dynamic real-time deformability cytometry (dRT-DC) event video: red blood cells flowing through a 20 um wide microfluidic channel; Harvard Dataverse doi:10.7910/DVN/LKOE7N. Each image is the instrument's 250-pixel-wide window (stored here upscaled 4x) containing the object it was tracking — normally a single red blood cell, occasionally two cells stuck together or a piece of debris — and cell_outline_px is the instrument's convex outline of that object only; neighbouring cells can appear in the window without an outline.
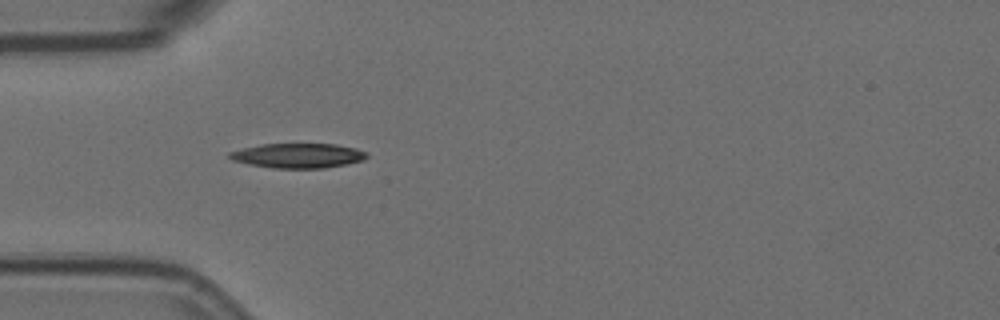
{"species": "Egyptian fruit bat (a non-hibernating species)", "species_latin": "Rousettus aegyptiacus", "temperature_condition": "room temperature", "stored_images_in_passage": 2, "camera_frame_rate_fps": 3000, "um_per_image_px": 0.085, "animal": {"sex": "female"}, "frame": {"image": 1, "passage_image": 2, "time_ms": 0.333, "image_size_px": [1000, 320], "cell_outline_px": [[368, 156], [364, 160], [324, 168], [272, 168], [248, 164], [232, 160], [228, 156], [228, 152], [260, 144], [336, 144], [356, 148], [368, 152]], "centroid_in_image_um": [25.33, 13.22], "position_along_channel_um": 59.7, "area_um2": 19.77}}